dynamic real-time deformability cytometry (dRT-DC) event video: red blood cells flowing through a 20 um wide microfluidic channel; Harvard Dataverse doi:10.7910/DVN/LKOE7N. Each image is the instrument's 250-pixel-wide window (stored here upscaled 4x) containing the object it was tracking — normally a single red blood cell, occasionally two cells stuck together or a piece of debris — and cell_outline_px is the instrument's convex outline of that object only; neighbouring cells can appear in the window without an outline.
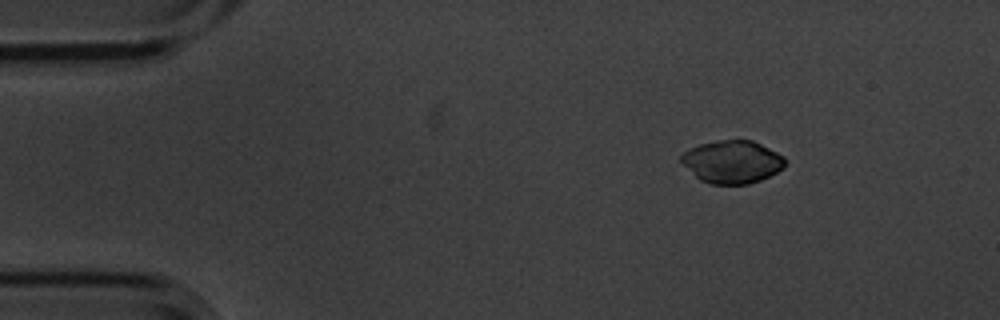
{"species": "common noctule bat (a hibernating species)", "species_latin": "Nyctalus noctula", "temperature_condition": "cold", "stored_images_in_passage": 6, "camera_frame_rate_fps": 3000, "um_per_image_px": 0.085, "animal": {"sex": "male", "body_mass_g": 20.1, "forearm_length_mm": 53.5}, "frame": {"image": 1, "passage_image": 1, "time_ms": 0.0, "image_size_px": [1000, 320], "cell_outline_px": [[788, 160], [784, 168], [760, 180], [748, 184], [712, 184], [700, 180], [680, 160], [680, 156], [688, 148], [700, 144], [720, 140], [752, 140], [784, 156]], "centroid_in_image_um": [62.26, 13.75], "position_along_channel_um": 22.7, "area_um2": 25.78}}
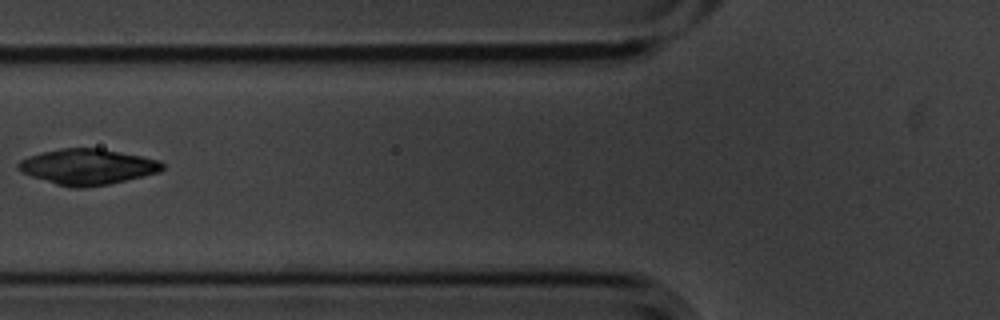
{"frame": {"image": 2, "passage_image": 5, "time_ms": 1.333, "image_size_px": [1000, 320], "cell_outline_px": [[164, 168], [160, 172], [108, 184], [80, 188], [76, 188], [56, 184], [20, 172], [16, 168], [16, 164], [20, 160], [28, 156], [60, 148], [100, 148], [160, 160], [164, 164]], "centroid_in_image_um": [7.42, 14.17], "position_along_channel_um": 118.4, "area_um2": 29.77}}
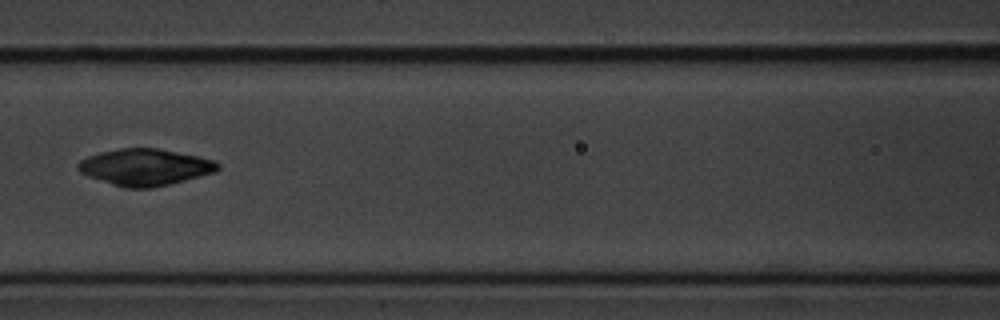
{"frame": {"image": 3, "passage_image": 6, "time_ms": 1.667, "image_size_px": [1000, 320], "cell_outline_px": [[220, 168], [216, 172], [152, 188], [124, 188], [88, 176], [80, 172], [76, 168], [76, 164], [80, 160], [88, 156], [100, 152], [120, 148], [156, 148], [200, 156], [216, 160], [220, 164]], "centroid_in_image_um": [12.34, 14.2], "position_along_channel_um": 154.3, "area_um2": 29.88}}